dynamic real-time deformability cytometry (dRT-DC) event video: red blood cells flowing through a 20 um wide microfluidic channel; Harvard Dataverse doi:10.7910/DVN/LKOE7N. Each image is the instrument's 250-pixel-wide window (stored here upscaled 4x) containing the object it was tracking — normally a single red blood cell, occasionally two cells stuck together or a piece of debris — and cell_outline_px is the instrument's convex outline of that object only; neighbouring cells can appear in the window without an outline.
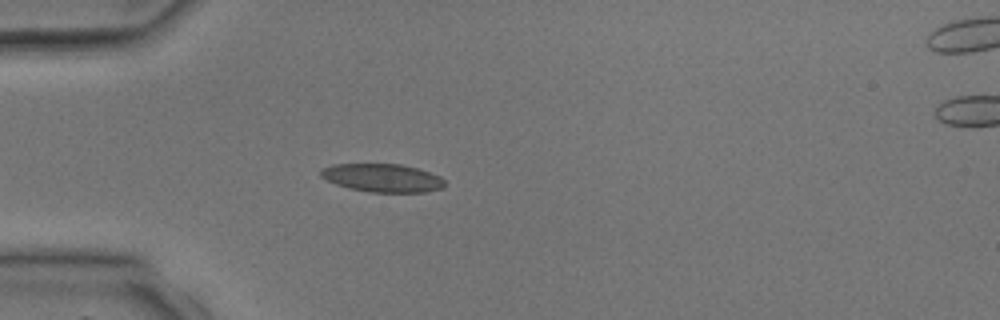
{"species": "common noctule bat (a hibernating species)", "species_latin": "Nyctalus noctula", "temperature_condition": "room temperature", "stored_images_in_passage": 4, "camera_frame_rate_fps": 3000, "um_per_image_px": 0.085, "animal": {"sex": "male", "body_mass_g": 17.9, "forearm_length_mm": 54.2}, "frame": {"image": 1, "passage_image": 3, "time_ms": 2.667, "image_size_px": [1000, 320], "cell_outline_px": [[444, 188], [424, 192], [368, 192], [348, 188], [336, 184], [320, 176], [320, 172], [324, 168], [332, 164], [400, 164], [416, 168], [440, 176], [444, 180]], "centroid_in_image_um": [32.51, 15.12], "position_along_channel_um": 52.5, "area_um2": 20.29}}